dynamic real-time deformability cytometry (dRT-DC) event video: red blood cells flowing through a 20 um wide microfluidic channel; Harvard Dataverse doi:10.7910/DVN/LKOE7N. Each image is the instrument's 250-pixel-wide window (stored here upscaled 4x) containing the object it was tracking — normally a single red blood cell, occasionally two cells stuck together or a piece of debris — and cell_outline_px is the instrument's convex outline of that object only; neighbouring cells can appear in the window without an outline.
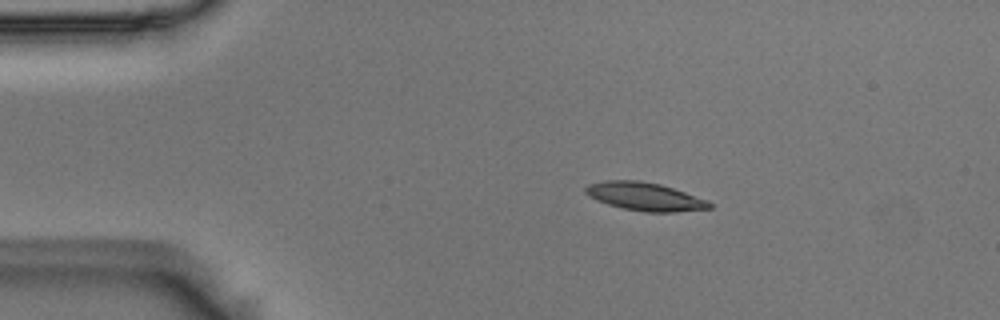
{"species": "Egyptian fruit bat (a non-hibernating species)", "species_latin": "Rousettus aegyptiacus", "temperature_condition": "room temperature", "stored_images_in_passage": 7, "camera_frame_rate_fps": 3000, "um_per_image_px": 0.085, "animal": {"sex": "male"}, "frame": {"image": 1, "passage_image": 1, "time_ms": 0.0, "image_size_px": [1000, 320], "cell_outline_px": [[712, 208], [676, 212], [644, 212], [624, 208], [608, 204], [596, 200], [588, 196], [584, 192], [584, 188], [588, 184], [604, 180], [640, 180], [660, 184], [708, 200], [712, 204]], "centroid_in_image_um": [54.78, 16.7], "position_along_channel_um": 30.2, "area_um2": 20.4}}
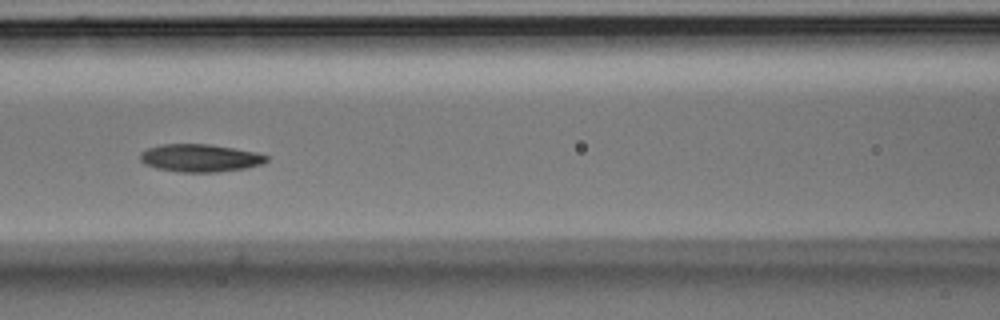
{"frame": {"image": 2, "passage_image": 5, "time_ms": 1.333, "image_size_px": [1000, 320], "cell_outline_px": [[268, 160], [260, 164], [244, 168], [216, 172], [180, 172], [156, 168], [144, 164], [140, 160], [140, 152], [148, 148], [160, 144], [208, 144], [256, 152], [268, 156]], "centroid_in_image_um": [16.96, 13.43], "position_along_channel_um": 149.6, "area_um2": 20.29}}
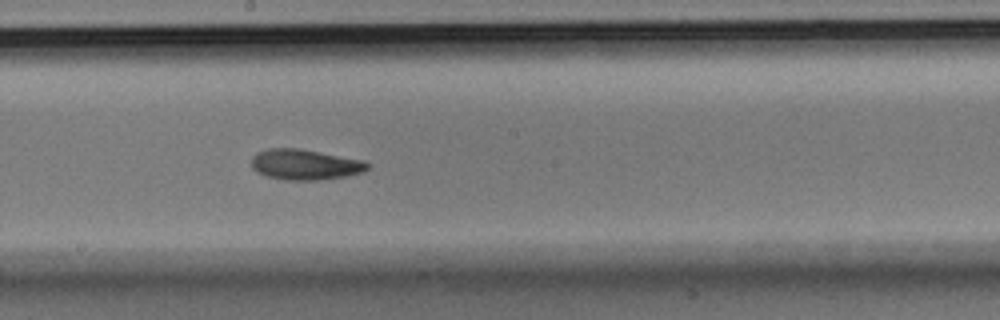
{"frame": {"image": 3, "passage_image": 7, "time_ms": 2.0, "image_size_px": [1000, 320], "cell_outline_px": [[368, 168], [364, 172], [348, 176], [320, 180], [284, 180], [268, 176], [256, 172], [252, 168], [252, 156], [256, 152], [268, 148], [300, 148], [364, 160], [368, 164]], "centroid_in_image_um": [25.92, 13.98], "position_along_channel_um": 222.3, "area_um2": 20.87}}